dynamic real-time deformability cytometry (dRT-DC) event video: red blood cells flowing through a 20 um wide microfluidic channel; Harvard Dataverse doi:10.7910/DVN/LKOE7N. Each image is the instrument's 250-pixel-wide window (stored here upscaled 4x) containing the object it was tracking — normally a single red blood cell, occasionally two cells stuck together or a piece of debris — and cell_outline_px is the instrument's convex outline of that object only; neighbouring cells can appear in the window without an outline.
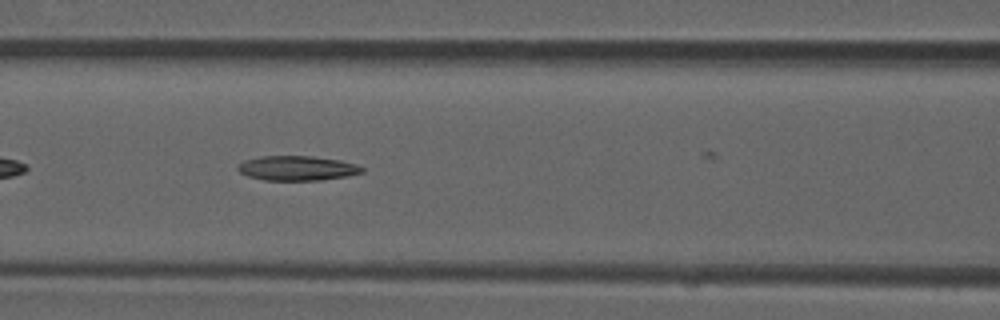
{"species": "common noctule bat (a hibernating species)", "species_latin": "Nyctalus noctula", "temperature_condition": "room temperature", "stored_images_in_passage": 31, "camera_frame_rate_fps": 3000, "um_per_image_px": 0.085, "animal": {"sex": "male", "forearm_length_mm": 52.5}, "frame": {"image": 1, "passage_image": 9, "time_ms": 2.667, "image_size_px": [1000, 320], "cell_outline_px": [[364, 172], [348, 176], [320, 180], [264, 180], [248, 176], [240, 172], [236, 168], [244, 160], [260, 156], [312, 156], [340, 160], [356, 164], [364, 168]], "centroid_in_image_um": [25.27, 14.29], "position_along_channel_um": 141.3, "area_um2": 17.86}}
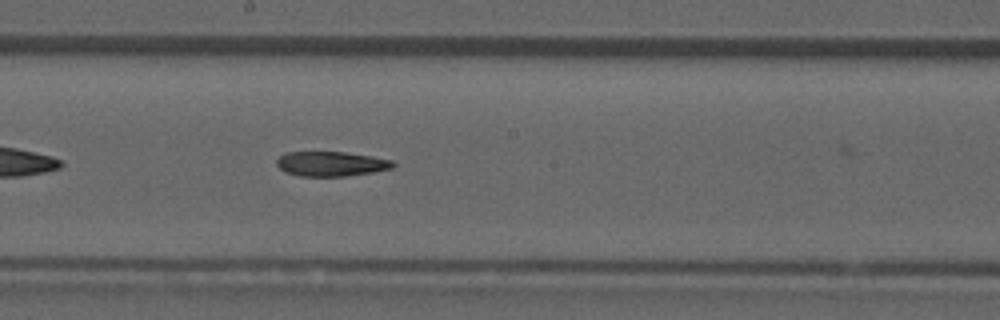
{"frame": {"image": 2, "passage_image": 15, "time_ms": 4.667, "image_size_px": [1000, 320], "cell_outline_px": [[396, 164], [392, 168], [372, 172], [344, 176], [300, 176], [284, 172], [276, 164], [276, 160], [280, 156], [288, 152], [344, 152], [372, 156], [392, 160]], "centroid_in_image_um": [28.13, 13.92], "position_along_channel_um": 220.1, "area_um2": 16.7}}
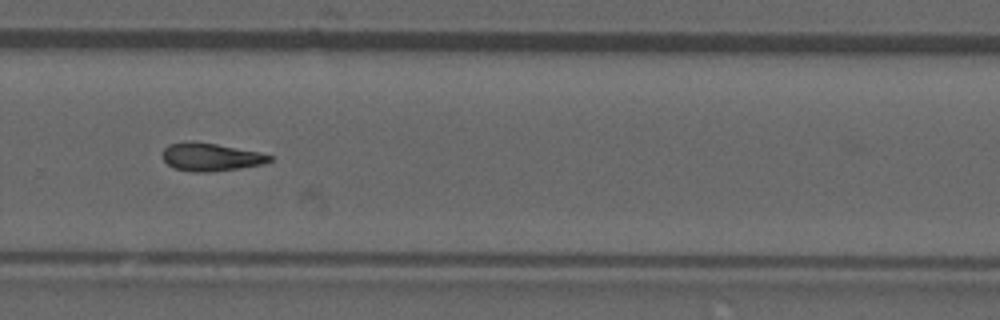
{"frame": {"image": 3, "passage_image": 22, "time_ms": 7.0, "image_size_px": [1000, 320], "cell_outline_px": [[272, 160], [264, 164], [236, 168], [204, 172], [192, 172], [176, 168], [168, 164], [164, 160], [160, 152], [168, 144], [188, 140], [192, 140], [216, 144], [260, 152], [272, 156]], "centroid_in_image_um": [17.86, 13.32], "position_along_channel_um": 311.9, "area_um2": 17.46}}